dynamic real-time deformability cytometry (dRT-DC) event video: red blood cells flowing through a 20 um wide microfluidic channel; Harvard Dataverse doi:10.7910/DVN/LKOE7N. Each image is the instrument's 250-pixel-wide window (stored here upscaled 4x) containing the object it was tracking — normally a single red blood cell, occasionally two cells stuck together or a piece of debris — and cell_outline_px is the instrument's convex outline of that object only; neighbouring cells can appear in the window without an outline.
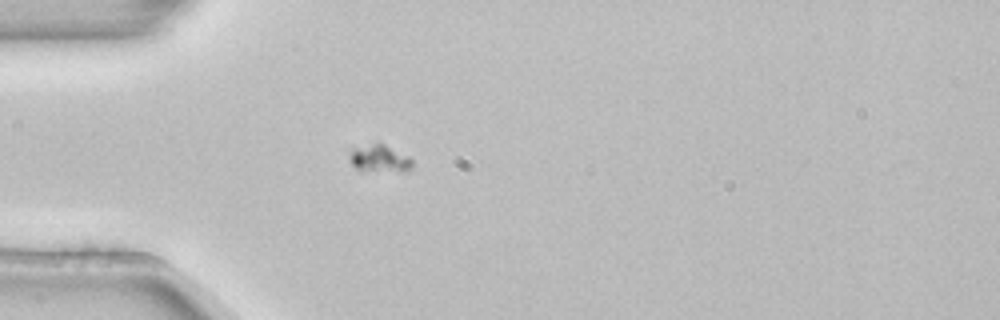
{"species": "common noctule bat (a hibernating species)", "species_latin": "Nyctalus noctula", "temperature_condition": "room temperature", "stored_images_in_passage": 4, "camera_frame_rate_fps": 3000, "um_per_image_px": 0.085, "animal": {"sex": "female", "body_mass_g": 22.7, "forearm_length_mm": 54.2}, "frame": {"image": 1, "passage_image": 4, "time_ms": 1.0, "image_size_px": [1000, 320], "cell_outline_px": [[412, 168], [408, 172], [360, 172], [352, 164], [348, 156], [352, 148], [372, 144], [384, 144], [408, 156], [412, 160]], "centroid_in_image_um": [32.26, 13.54], "position_along_channel_um": 52.7, "area_um2": 10.35}}